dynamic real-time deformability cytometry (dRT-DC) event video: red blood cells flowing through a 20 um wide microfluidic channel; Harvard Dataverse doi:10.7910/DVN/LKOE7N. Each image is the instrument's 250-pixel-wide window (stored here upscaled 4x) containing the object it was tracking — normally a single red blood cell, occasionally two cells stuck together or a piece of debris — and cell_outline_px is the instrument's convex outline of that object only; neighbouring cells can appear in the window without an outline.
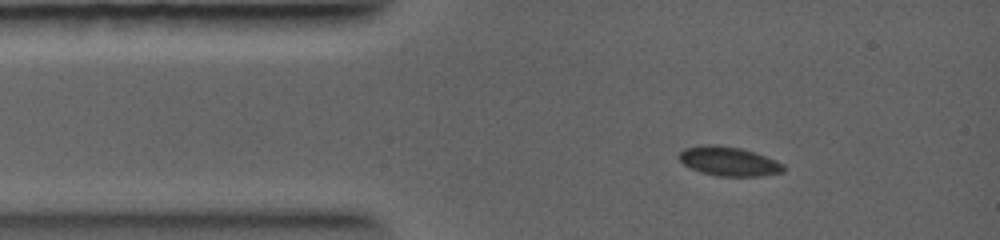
{"species": "common noctule bat (a hibernating species)", "species_latin": "Nyctalus noctula", "temperature_condition": "warm", "stored_images_in_passage": 23, "camera_frame_rate_fps": 5000, "um_per_image_px": 0.085, "animal": {"sex": "female", "body_mass_g": 19.0, "forearm_length_mm": 56.7}, "frame": {"image": 1, "passage_image": 1, "time_ms": 0.0, "image_size_px": [1000, 240], "cell_outline_px": [[784, 172], [760, 176], [716, 176], [700, 172], [688, 168], [680, 160], [680, 152], [684, 148], [700, 144], [716, 144], [740, 148], [756, 152], [776, 160], [784, 164]], "centroid_in_image_um": [61.94, 13.7], "position_along_channel_um": 23.1, "area_um2": 18.03}}
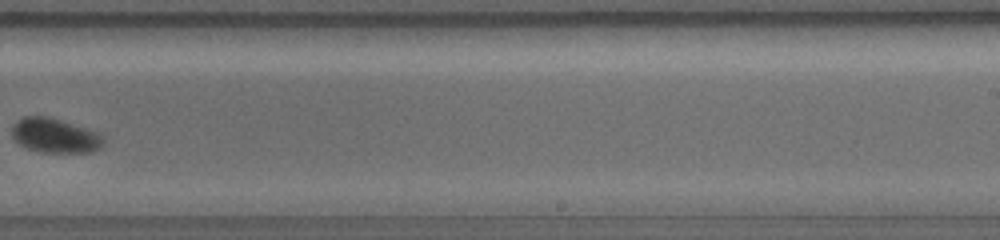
{"frame": {"image": 2, "passage_image": 15, "time_ms": 6.0, "image_size_px": [1000, 240], "cell_outline_px": [[104, 144], [100, 148], [92, 152], [40, 152], [28, 148], [20, 144], [12, 136], [12, 124], [16, 120], [24, 116], [48, 116], [96, 132], [104, 140]], "centroid_in_image_um": [4.63, 11.52], "position_along_channel_um": 284.4, "area_um2": 18.21}}
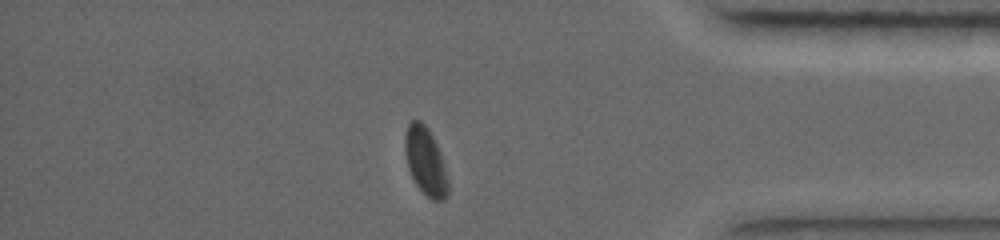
{"frame": {"image": 3, "passage_image": 21, "time_ms": 8.8, "image_size_px": [1000, 240], "cell_outline_px": [[448, 196], [444, 200], [432, 200], [416, 184], [408, 168], [404, 152], [404, 136], [408, 124], [412, 120], [420, 120], [428, 128], [440, 152], [444, 164], [448, 180]], "centroid_in_image_um": [36.16, 13.7], "position_along_channel_um": 399.0, "area_um2": 16.99}}